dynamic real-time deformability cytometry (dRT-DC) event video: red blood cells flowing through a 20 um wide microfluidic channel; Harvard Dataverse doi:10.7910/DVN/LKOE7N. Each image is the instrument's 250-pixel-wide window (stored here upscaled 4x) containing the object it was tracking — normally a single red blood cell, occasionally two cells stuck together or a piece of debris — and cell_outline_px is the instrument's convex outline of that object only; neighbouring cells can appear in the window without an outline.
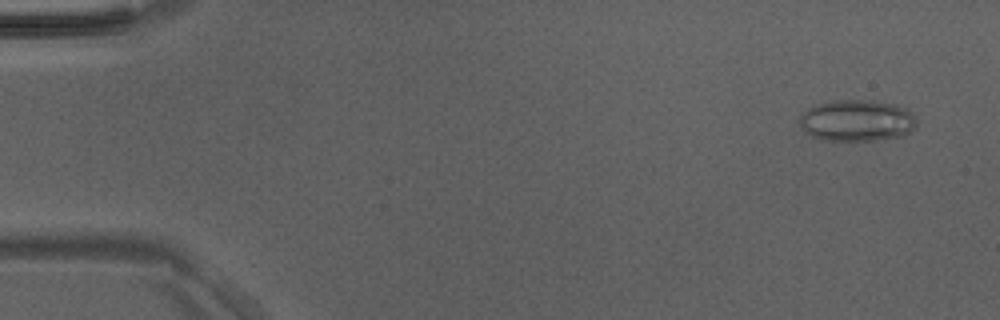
{"species": "Egyptian fruit bat (a non-hibernating species)", "species_latin": "Rousettus aegyptiacus", "temperature_condition": "room temperature", "stored_images_in_passage": 48, "camera_frame_rate_fps": 3000, "um_per_image_px": 0.085, "animal": {"sex": "male"}, "frame": {"image": 1, "passage_image": 3, "time_ms": 0.667, "image_size_px": [1000, 320], "cell_outline_px": [[916, 128], [904, 136], [876, 140], [820, 140], [812, 136], [800, 124], [800, 116], [804, 112], [820, 104], [836, 100], [872, 100], [896, 104], [912, 112], [916, 120]], "centroid_in_image_um": [72.91, 10.25], "position_along_channel_um": 12.1, "area_um2": 28.15}}
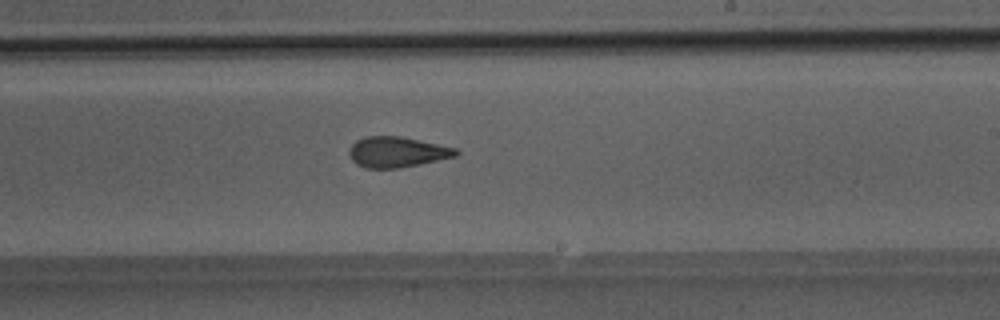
{"frame": {"image": 2, "passage_image": 29, "time_ms": 9.333, "image_size_px": [1000, 320], "cell_outline_px": [[460, 152], [456, 156], [420, 164], [400, 168], [364, 168], [356, 164], [352, 160], [348, 152], [352, 144], [356, 140], [364, 136], [400, 136], [456, 148]], "centroid_in_image_um": [33.72, 12.92], "position_along_channel_um": 255.3, "area_um2": 19.02}}
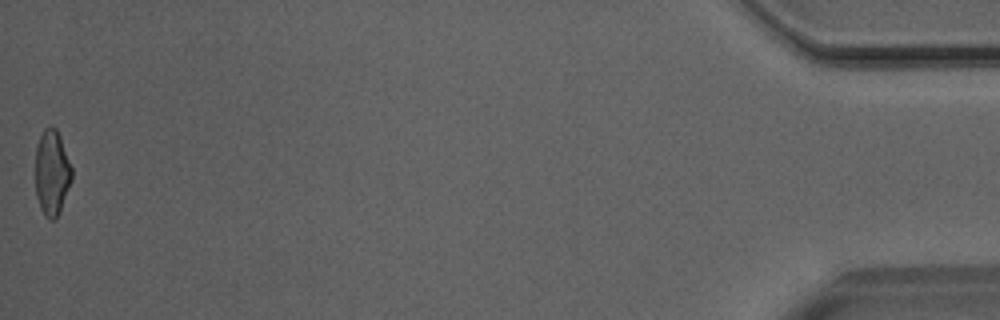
{"frame": {"image": 3, "passage_image": 48, "time_ms": 15.667, "image_size_px": [1000, 320], "cell_outline_px": [[72, 180], [60, 212], [56, 220], [48, 220], [44, 216], [40, 208], [36, 196], [36, 148], [40, 136], [44, 128], [56, 128], [60, 136], [72, 168]], "centroid_in_image_um": [4.42, 14.74], "position_along_channel_um": 430.8, "area_um2": 18.21}}